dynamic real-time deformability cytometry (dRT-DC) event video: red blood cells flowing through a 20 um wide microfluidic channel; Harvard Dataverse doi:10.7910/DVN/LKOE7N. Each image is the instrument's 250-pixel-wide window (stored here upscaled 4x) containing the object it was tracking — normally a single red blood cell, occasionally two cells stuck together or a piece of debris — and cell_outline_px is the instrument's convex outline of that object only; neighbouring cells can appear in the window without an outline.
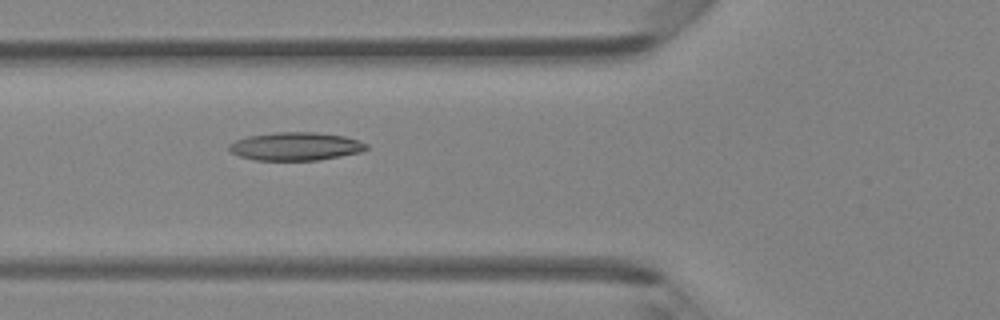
{"species": "Egyptian fruit bat (a non-hibernating species)", "species_latin": "Rousettus aegyptiacus", "temperature_condition": "room temperature", "stored_images_in_passage": 45, "camera_frame_rate_fps": 3000, "um_per_image_px": 0.085, "animal": {"sex": "female"}, "frame": {"image": 1, "passage_image": 18, "time_ms": 5.667, "image_size_px": [1000, 320], "cell_outline_px": [[368, 148], [360, 152], [320, 160], [252, 160], [240, 156], [232, 152], [228, 148], [228, 144], [236, 140], [248, 136], [276, 132], [316, 132], [344, 136], [368, 144]], "centroid_in_image_um": [25.11, 12.44], "position_along_channel_um": 100.7, "area_um2": 22.48}}
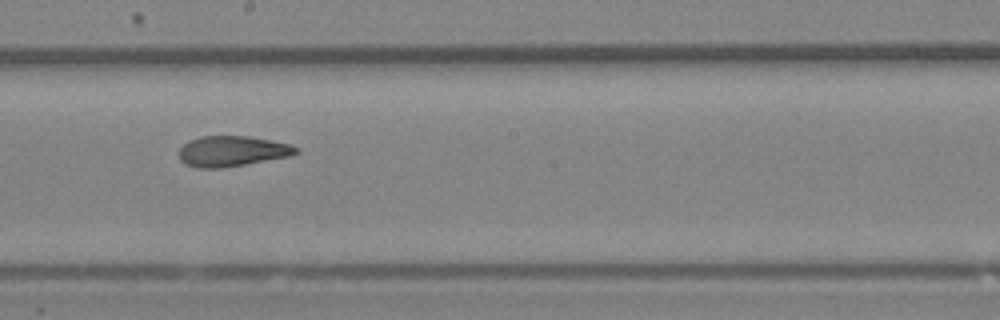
{"frame": {"image": 2, "passage_image": 27, "time_ms": 8.667, "image_size_px": [1000, 320], "cell_outline_px": [[300, 152], [292, 156], [220, 168], [196, 168], [184, 164], [180, 160], [180, 148], [188, 140], [200, 136], [248, 136], [272, 140], [288, 144], [300, 148]], "centroid_in_image_um": [19.74, 12.85], "position_along_channel_um": 228.5, "area_um2": 20.92}}
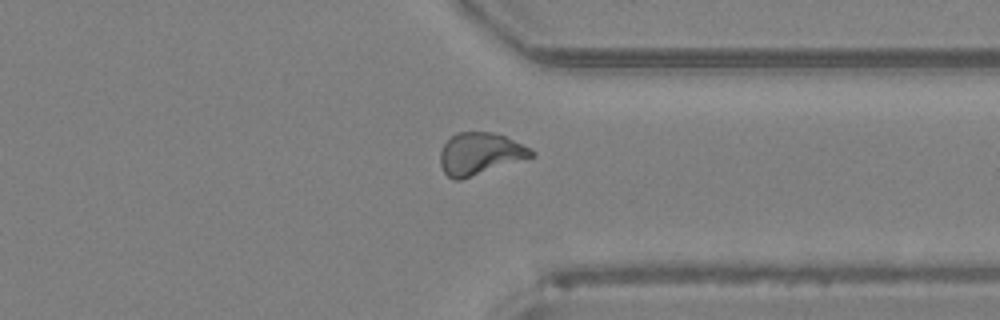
{"frame": {"image": 3, "passage_image": 37, "time_ms": 12.0, "image_size_px": [1000, 320], "cell_outline_px": [[536, 156], [460, 180], [452, 180], [444, 172], [440, 164], [440, 152], [444, 144], [456, 132], [492, 132], [504, 136], [536, 152]], "centroid_in_image_um": [40.78, 13.08], "position_along_channel_um": 370.6, "area_um2": 22.2}}